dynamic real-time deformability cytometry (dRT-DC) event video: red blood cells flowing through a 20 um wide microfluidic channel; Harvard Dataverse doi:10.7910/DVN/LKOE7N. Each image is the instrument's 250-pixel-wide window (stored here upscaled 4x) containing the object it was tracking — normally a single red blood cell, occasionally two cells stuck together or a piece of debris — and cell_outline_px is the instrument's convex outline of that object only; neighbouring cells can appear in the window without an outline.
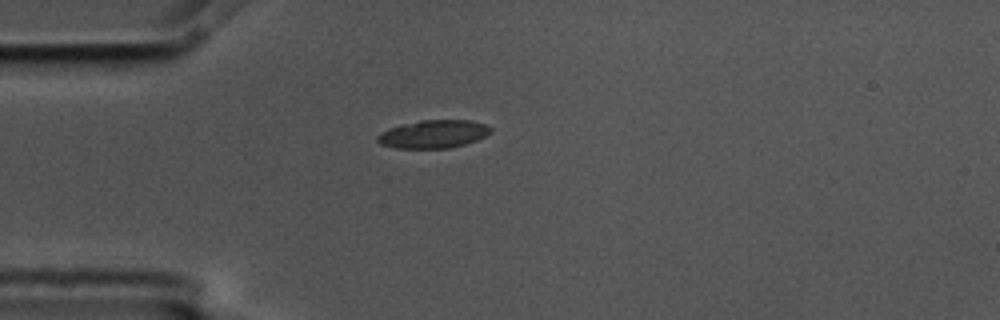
{"species": "common noctule bat (a hibernating species)", "species_latin": "Nyctalus noctula", "temperature_condition": "cold", "stored_images_in_passage": 1, "camera_frame_rate_fps": 3000, "um_per_image_px": 0.085, "animal": {"sex": "male", "body_mass_g": 17.5, "forearm_length_mm": 52.3}, "frame": {"image": 1, "passage_image": 1, "time_ms": 0.0, "image_size_px": [1000, 320], "cell_outline_px": [[492, 132], [476, 140], [464, 144], [448, 148], [396, 148], [380, 144], [376, 140], [376, 136], [380, 132], [388, 128], [420, 120], [468, 120], [484, 124], [492, 128]], "centroid_in_image_um": [36.8, 11.39], "position_along_channel_um": 48.2, "area_um2": 18.44}}